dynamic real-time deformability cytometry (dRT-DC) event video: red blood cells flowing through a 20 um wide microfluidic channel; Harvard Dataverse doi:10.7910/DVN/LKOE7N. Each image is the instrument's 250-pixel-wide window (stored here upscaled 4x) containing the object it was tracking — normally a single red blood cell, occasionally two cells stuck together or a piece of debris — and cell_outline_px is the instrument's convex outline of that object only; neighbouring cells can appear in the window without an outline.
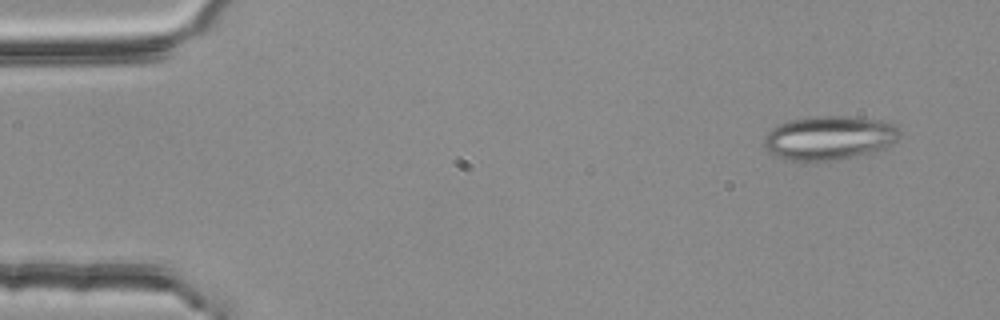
{"species": "common noctule bat (a hibernating species)", "species_latin": "Nyctalus noctula", "temperature_condition": "room temperature", "stored_images_in_passage": 55, "segment_of_instrument_passage": [1, 3], "camera_frame_rate_fps": 3000, "um_per_image_px": 0.085, "animal": {"sex": "female", "body_mass_g": 25.1}, "frame": {"image": 1, "passage_image": 4, "time_ms": 1.0, "image_size_px": [1000, 320], "cell_outline_px": [[900, 132], [896, 140], [892, 144], [884, 148], [872, 152], [856, 156], [836, 160], [784, 160], [768, 152], [764, 148], [764, 136], [776, 124], [788, 120], [812, 116], [856, 116], [888, 120]], "centroid_in_image_um": [70.46, 11.69], "position_along_channel_um": 14.5, "area_um2": 35.2}}